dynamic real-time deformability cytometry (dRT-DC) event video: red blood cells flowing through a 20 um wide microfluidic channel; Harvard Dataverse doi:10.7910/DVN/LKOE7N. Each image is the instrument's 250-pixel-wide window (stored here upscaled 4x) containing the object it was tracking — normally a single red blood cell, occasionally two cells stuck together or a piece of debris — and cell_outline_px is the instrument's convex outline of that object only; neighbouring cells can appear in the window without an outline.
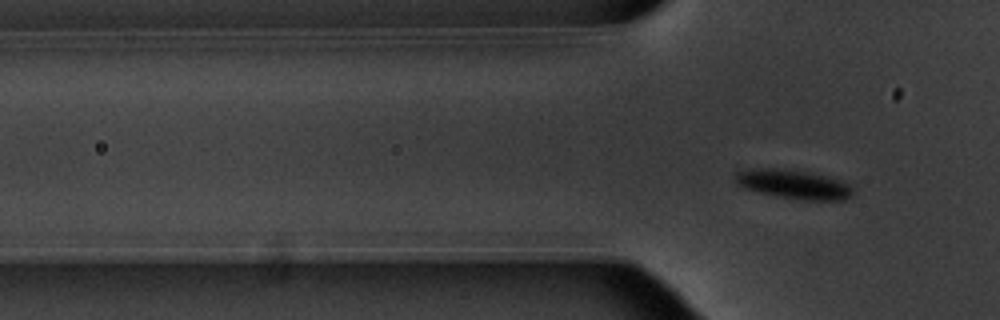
{"species": "common noctule bat (a hibernating species)", "species_latin": "Nyctalus noctula", "temperature_condition": "warm", "stored_images_in_passage": 6, "camera_frame_rate_fps": 3000, "um_per_image_px": 0.085, "animal": {"sex": "male", "body_mass_g": 20.1, "forearm_length_mm": 53.5}, "frame": {"image": 1, "passage_image": 6, "time_ms": 1.667, "image_size_px": [1000, 320], "cell_outline_px": [[852, 196], [844, 200], [800, 200], [760, 192], [744, 188], [736, 184], [732, 180], [732, 176], [736, 172], [748, 168], [780, 168], [804, 172], [824, 176], [840, 180], [848, 184], [852, 188]], "centroid_in_image_um": [67.37, 15.66], "position_along_channel_um": 58.4, "area_um2": 19.94}}